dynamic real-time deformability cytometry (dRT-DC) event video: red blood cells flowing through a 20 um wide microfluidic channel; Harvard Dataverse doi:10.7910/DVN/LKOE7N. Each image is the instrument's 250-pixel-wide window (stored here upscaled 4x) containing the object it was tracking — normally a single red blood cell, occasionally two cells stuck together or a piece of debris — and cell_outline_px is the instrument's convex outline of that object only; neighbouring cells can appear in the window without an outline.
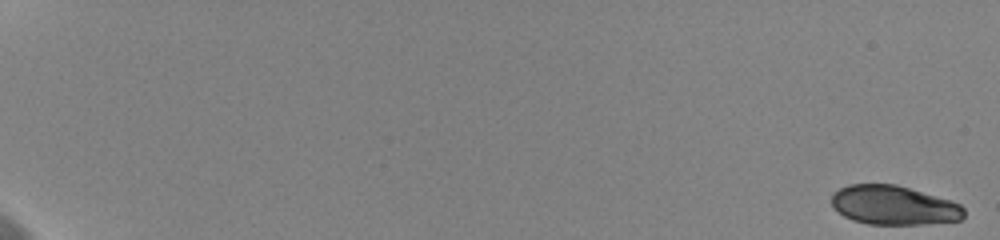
{"species": "human", "species_latin": "Homo sapiens", "temperature_condition": "cold", "stored_images_in_passage": 59, "camera_frame_rate_fps": 3000, "um_per_image_px": 0.085, "donor": {"sex": "female"}, "frame": {"image": 1, "passage_image": 1, "time_ms": 0.0, "image_size_px": [1000, 240], "cell_outline_px": [[964, 216], [960, 220], [924, 224], [868, 224], [852, 220], [844, 216], [832, 204], [832, 192], [848, 184], [896, 184], [948, 200], [960, 204], [964, 208]], "centroid_in_image_um": [75.95, 17.44], "position_along_channel_um": 9.1, "area_um2": 30.0}}
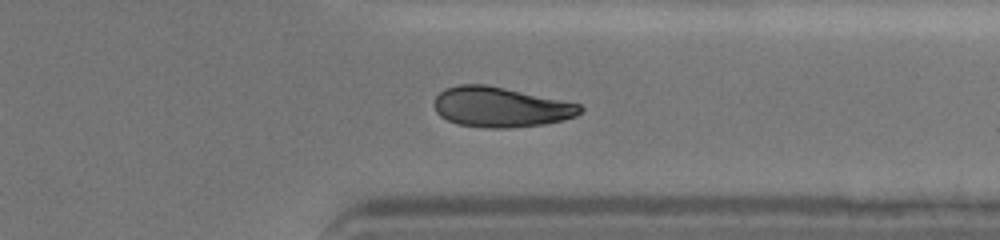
{"frame": {"image": 2, "passage_image": 49, "time_ms": 16.0, "image_size_px": [1000, 240], "cell_outline_px": [[584, 108], [576, 116], [564, 120], [544, 124], [508, 128], [484, 128], [456, 124], [440, 116], [436, 112], [432, 104], [436, 96], [444, 88], [460, 84], [484, 84], [504, 88], [580, 104]], "centroid_in_image_um": [42.5, 9.11], "position_along_channel_um": 368.9, "area_um2": 34.16}}
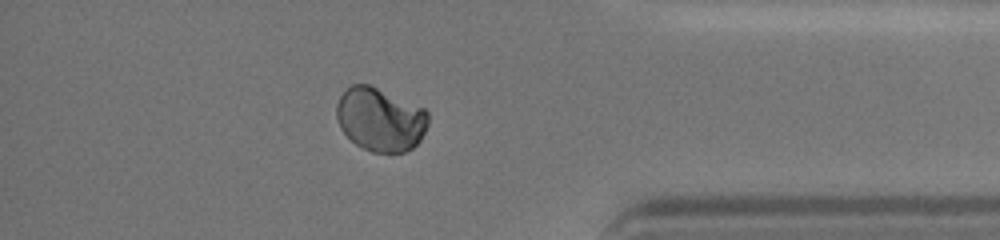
{"frame": {"image": 3, "passage_image": 53, "time_ms": 17.333, "image_size_px": [1000, 240], "cell_outline_px": [[428, 124], [420, 140], [412, 148], [404, 152], [372, 152], [356, 144], [340, 128], [336, 120], [336, 104], [340, 96], [352, 84], [368, 84], [424, 108], [428, 112]], "centroid_in_image_um": [32.31, 10.15], "position_along_channel_um": 402.9, "area_um2": 33.76}, "authors_computed_cell_mechanics": {"area_um2": 34.1598, "velocity_mm_per_s": 3.6241, "shape_relaxation_time_tau1_ms": 3.6979, "shape_relaxation_time_tau2_ms": 10.0749, "deformation_change_tau1": 0.0785, "deformation_change_tau2": 0.0891}}